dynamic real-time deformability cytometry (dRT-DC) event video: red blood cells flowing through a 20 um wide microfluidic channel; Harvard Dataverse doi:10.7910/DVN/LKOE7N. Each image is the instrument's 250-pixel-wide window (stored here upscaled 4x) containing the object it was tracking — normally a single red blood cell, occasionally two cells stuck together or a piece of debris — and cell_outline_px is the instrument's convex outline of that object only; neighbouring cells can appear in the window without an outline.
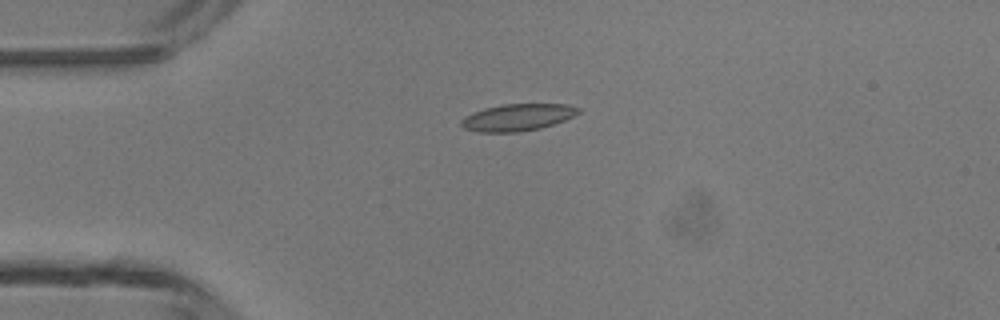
{"species": "common noctule bat (a hibernating species)", "species_latin": "Nyctalus noctula", "temperature_condition": "room temperature", "stored_images_in_passage": 4, "camera_frame_rate_fps": 3000, "um_per_image_px": 0.085, "animal": {"sex": "male", "body_mass_g": 13.3}, "frame": {"image": 1, "passage_image": 4, "time_ms": 3.667, "image_size_px": [1000, 320], "cell_outline_px": [[580, 112], [576, 116], [540, 128], [520, 132], [476, 132], [464, 128], [460, 124], [460, 120], [464, 116], [472, 112], [484, 108], [500, 104], [568, 104], [580, 108]], "centroid_in_image_um": [43.97, 9.97], "position_along_channel_um": 41.0, "area_um2": 18.61}}